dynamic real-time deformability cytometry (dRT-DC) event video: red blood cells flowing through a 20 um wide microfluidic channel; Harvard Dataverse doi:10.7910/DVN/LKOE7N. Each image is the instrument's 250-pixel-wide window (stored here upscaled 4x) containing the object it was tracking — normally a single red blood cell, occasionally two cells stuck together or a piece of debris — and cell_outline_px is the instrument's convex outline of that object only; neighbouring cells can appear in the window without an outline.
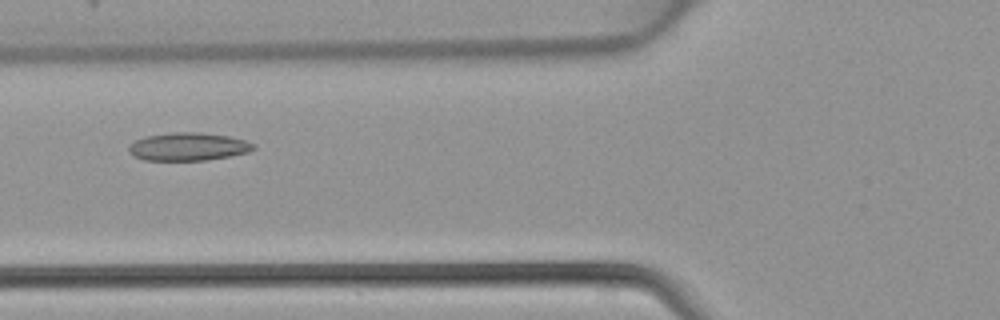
{"species": "common noctule bat (a hibernating species)", "species_latin": "Nyctalus noctula", "temperature_condition": "warm", "stored_images_in_passage": 4, "camera_frame_rate_fps": 3000, "um_per_image_px": 0.085, "animal": {"sex": "female", "body_mass_g": 22.7, "forearm_length_mm": 54.2}, "frame": {"image": 1, "passage_image": 4, "time_ms": 1.0, "image_size_px": [1000, 320], "cell_outline_px": [[256, 148], [248, 152], [228, 156], [204, 160], [144, 160], [132, 156], [128, 152], [128, 148], [136, 140], [148, 136], [172, 132], [200, 132], [228, 136], [244, 140], [252, 144]], "centroid_in_image_um": [15.97, 12.47], "position_along_channel_um": 109.8, "area_um2": 20.11}}